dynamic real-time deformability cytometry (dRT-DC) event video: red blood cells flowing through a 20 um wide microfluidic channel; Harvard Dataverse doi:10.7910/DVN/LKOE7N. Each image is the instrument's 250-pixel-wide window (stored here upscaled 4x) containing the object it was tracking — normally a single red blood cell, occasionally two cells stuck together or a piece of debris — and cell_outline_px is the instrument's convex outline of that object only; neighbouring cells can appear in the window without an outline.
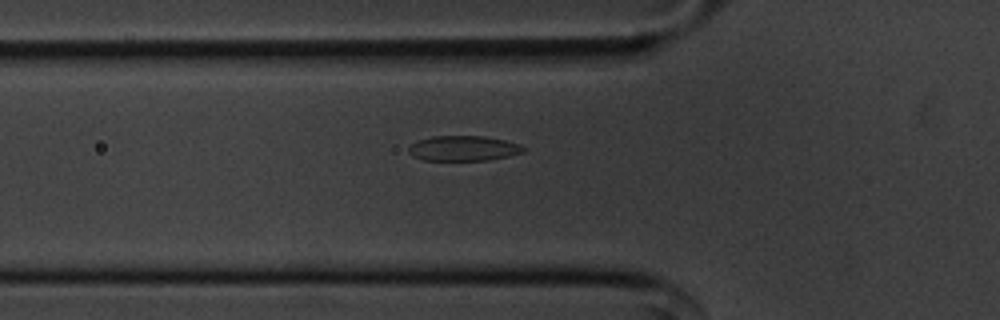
{"species": "common noctule bat (a hibernating species)", "species_latin": "Nyctalus noctula", "temperature_condition": "cold", "stored_images_in_passage": 40, "camera_frame_rate_fps": 3000, "um_per_image_px": 0.085, "animal": {"sex": "male", "body_mass_g": 20.1, "forearm_length_mm": 53.5}, "frame": {"image": 1, "passage_image": 3, "time_ms": 0.667, "image_size_px": [1000, 320], "cell_outline_px": [[528, 148], [524, 152], [508, 156], [488, 160], [424, 160], [412, 156], [408, 152], [408, 148], [412, 144], [420, 140], [432, 136], [484, 136], [504, 140], [520, 144]], "centroid_in_image_um": [39.42, 12.61], "position_along_channel_um": 86.4, "area_um2": 16.82}}
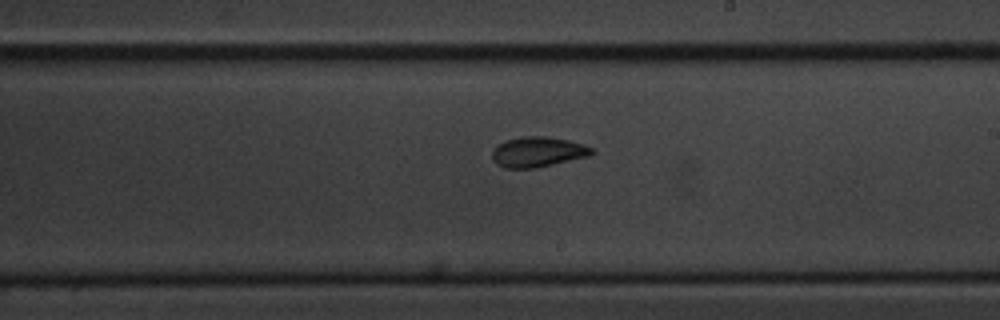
{"frame": {"image": 2, "passage_image": 16, "time_ms": 5.0, "image_size_px": [1000, 320], "cell_outline_px": [[596, 152], [592, 156], [536, 168], [504, 168], [496, 164], [492, 160], [492, 148], [496, 144], [504, 140], [524, 136], [548, 136], [568, 140], [584, 144], [592, 148]], "centroid_in_image_um": [45.71, 12.91], "position_along_channel_um": 243.3, "area_um2": 18.03}}
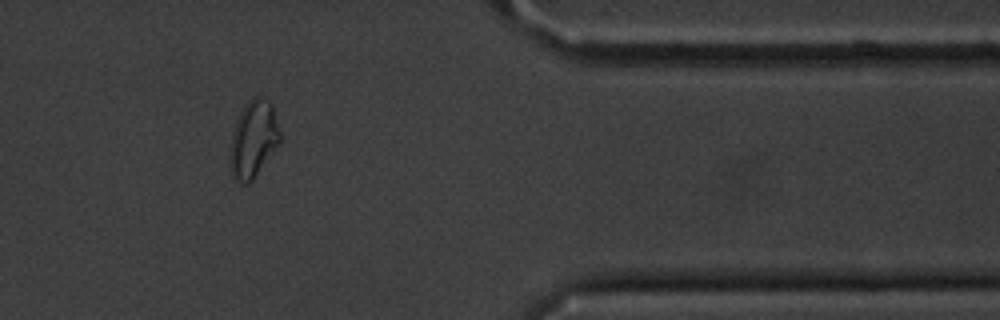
{"frame": {"image": 3, "passage_image": 30, "time_ms": 9.667, "image_size_px": [1000, 320], "cell_outline_px": [[280, 140], [252, 180], [248, 184], [244, 184], [232, 180], [228, 160], [228, 156], [232, 136], [236, 120], [248, 100], [252, 96], [260, 96], [272, 104], [280, 132]], "centroid_in_image_um": [21.48, 11.85], "position_along_channel_um": 389.9, "area_um2": 22.31}, "authors_computed_cell_mechanics": {"area_um2": 17.6868, "velocity_mm_per_s": 3.6051, "shape_relaxation_time_tau1_ms": 3.1028, "shape_relaxation_time_tau2_ms": 2.1416, "deformation_change_tau1": 0.1027, "deformation_change_tau2": 0.0774}}